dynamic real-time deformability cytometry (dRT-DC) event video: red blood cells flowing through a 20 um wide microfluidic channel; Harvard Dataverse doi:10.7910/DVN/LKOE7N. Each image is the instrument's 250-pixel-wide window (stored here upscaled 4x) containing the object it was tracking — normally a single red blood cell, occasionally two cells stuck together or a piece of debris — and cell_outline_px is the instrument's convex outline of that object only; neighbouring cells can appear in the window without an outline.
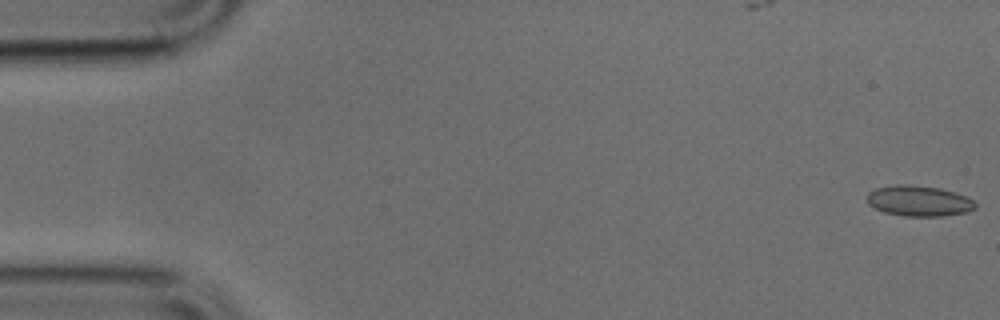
{"species": "common noctule bat (a hibernating species)", "species_latin": "Nyctalus noctula", "temperature_condition": "cold", "stored_images_in_passage": 9, "camera_frame_rate_fps": 3000, "um_per_image_px": 0.085, "animal": {"sex": "male", "body_mass_g": 17.9, "forearm_length_mm": 54.2}, "frame": {"image": 1, "passage_image": 1, "time_ms": 0.0, "image_size_px": [1000, 320], "cell_outline_px": [[976, 208], [968, 212], [940, 216], [904, 216], [884, 212], [868, 204], [868, 192], [876, 188], [896, 184], [904, 184], [940, 188], [964, 196], [972, 200], [976, 204]], "centroid_in_image_um": [78.09, 17.08], "position_along_channel_um": 6.9, "area_um2": 19.13}}